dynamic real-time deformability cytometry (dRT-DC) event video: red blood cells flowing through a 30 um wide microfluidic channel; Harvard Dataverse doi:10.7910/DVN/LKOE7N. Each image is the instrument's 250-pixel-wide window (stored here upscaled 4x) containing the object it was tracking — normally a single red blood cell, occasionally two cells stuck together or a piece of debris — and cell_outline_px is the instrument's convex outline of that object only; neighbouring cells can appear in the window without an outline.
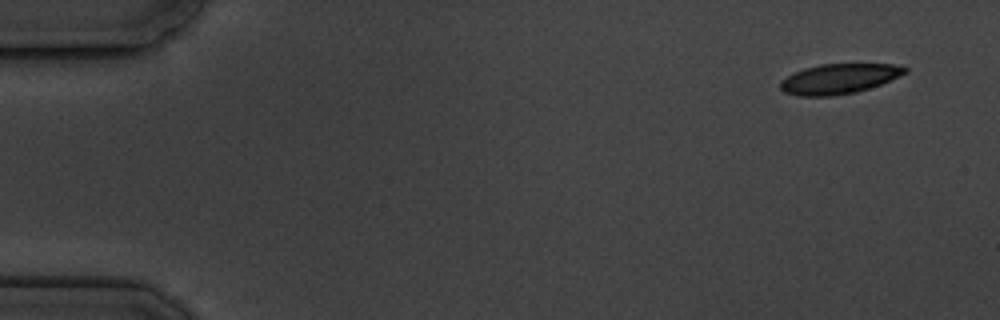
{"species": "common noctule bat (a hibernating species)", "species_latin": "Nyctalus noctula", "temperature_condition": "cold", "stored_images_in_passage": 2, "camera_frame_rate_fps": 3000, "um_per_image_px": 0.085, "animal": {"sex": "male", "body_mass_g": 19.5, "forearm_length_mm": 54.6}, "frame": {"image": 1, "passage_image": 2, "time_ms": 2.0, "image_size_px": [1000, 320], "cell_outline_px": [[908, 72], [880, 84], [856, 92], [832, 96], [796, 96], [784, 92], [780, 88], [780, 80], [804, 68], [820, 64], [904, 64], [908, 68]], "centroid_in_image_um": [71.33, 6.69], "position_along_channel_um": 13.7, "area_um2": 21.85}}